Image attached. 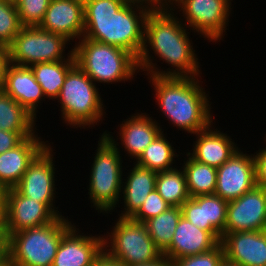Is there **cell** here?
Masks as SVG:
<instances>
[{"instance_id":"1","label":"cell","mask_w":266,"mask_h":266,"mask_svg":"<svg viewBox=\"0 0 266 266\" xmlns=\"http://www.w3.org/2000/svg\"><path fill=\"white\" fill-rule=\"evenodd\" d=\"M176 15L168 9H152L148 14L143 47L137 58L139 71H144L145 76L201 77L198 53L189 37L191 30ZM157 58L171 67H159Z\"/></svg>"},{"instance_id":"2","label":"cell","mask_w":266,"mask_h":266,"mask_svg":"<svg viewBox=\"0 0 266 266\" xmlns=\"http://www.w3.org/2000/svg\"><path fill=\"white\" fill-rule=\"evenodd\" d=\"M152 9L128 0H84L83 37L130 52L138 58L145 21Z\"/></svg>"},{"instance_id":"3","label":"cell","mask_w":266,"mask_h":266,"mask_svg":"<svg viewBox=\"0 0 266 266\" xmlns=\"http://www.w3.org/2000/svg\"><path fill=\"white\" fill-rule=\"evenodd\" d=\"M147 78L151 87L154 86L155 94L152 95H155L159 111L178 131L194 136L214 123L211 98L205 88H202L203 81L199 77Z\"/></svg>"},{"instance_id":"4","label":"cell","mask_w":266,"mask_h":266,"mask_svg":"<svg viewBox=\"0 0 266 266\" xmlns=\"http://www.w3.org/2000/svg\"><path fill=\"white\" fill-rule=\"evenodd\" d=\"M99 91L96 84L75 64L68 71L56 98L63 123L81 130L90 127L93 129L99 123L101 125L106 117V105Z\"/></svg>"},{"instance_id":"5","label":"cell","mask_w":266,"mask_h":266,"mask_svg":"<svg viewBox=\"0 0 266 266\" xmlns=\"http://www.w3.org/2000/svg\"><path fill=\"white\" fill-rule=\"evenodd\" d=\"M73 45L76 64L95 84L131 82L139 72L137 59L122 48L84 37Z\"/></svg>"},{"instance_id":"6","label":"cell","mask_w":266,"mask_h":266,"mask_svg":"<svg viewBox=\"0 0 266 266\" xmlns=\"http://www.w3.org/2000/svg\"><path fill=\"white\" fill-rule=\"evenodd\" d=\"M99 136L101 137L93 154L95 156L91 164L87 195L91 206L98 213L109 215L115 209L118 211L115 207L120 208L124 175L123 154L104 134Z\"/></svg>"},{"instance_id":"7","label":"cell","mask_w":266,"mask_h":266,"mask_svg":"<svg viewBox=\"0 0 266 266\" xmlns=\"http://www.w3.org/2000/svg\"><path fill=\"white\" fill-rule=\"evenodd\" d=\"M8 236L10 266H52L62 236L74 225L68 216ZM73 223V224H72Z\"/></svg>"},{"instance_id":"8","label":"cell","mask_w":266,"mask_h":266,"mask_svg":"<svg viewBox=\"0 0 266 266\" xmlns=\"http://www.w3.org/2000/svg\"><path fill=\"white\" fill-rule=\"evenodd\" d=\"M114 223L103 236V250L108 257L131 266L151 263L162 256L145 223L122 217Z\"/></svg>"},{"instance_id":"9","label":"cell","mask_w":266,"mask_h":266,"mask_svg":"<svg viewBox=\"0 0 266 266\" xmlns=\"http://www.w3.org/2000/svg\"><path fill=\"white\" fill-rule=\"evenodd\" d=\"M70 44L71 41L60 34L38 26H23L7 48L11 64L30 67L35 63L66 60L73 53L70 47L66 55Z\"/></svg>"},{"instance_id":"10","label":"cell","mask_w":266,"mask_h":266,"mask_svg":"<svg viewBox=\"0 0 266 266\" xmlns=\"http://www.w3.org/2000/svg\"><path fill=\"white\" fill-rule=\"evenodd\" d=\"M231 2V0H180L172 10L176 14L179 12L183 17L180 21L184 22L183 24L192 30L194 35L200 34L199 37L202 36L204 40L216 44L223 40L226 34L229 16L233 9Z\"/></svg>"},{"instance_id":"11","label":"cell","mask_w":266,"mask_h":266,"mask_svg":"<svg viewBox=\"0 0 266 266\" xmlns=\"http://www.w3.org/2000/svg\"><path fill=\"white\" fill-rule=\"evenodd\" d=\"M50 142L30 163L19 184L15 187L22 195L45 203L58 217L64 216L56 208L55 152Z\"/></svg>"},{"instance_id":"12","label":"cell","mask_w":266,"mask_h":266,"mask_svg":"<svg viewBox=\"0 0 266 266\" xmlns=\"http://www.w3.org/2000/svg\"><path fill=\"white\" fill-rule=\"evenodd\" d=\"M160 124L161 123H158L152 116L150 117L149 114L136 112L130 115V117L128 116L126 120H123L122 124L120 123L118 125L117 130H119V132H117L118 134L116 135H118L117 137L119 138L116 137L115 139L114 136L110 134L112 132L107 130L103 131L102 134L117 147L120 153L124 150V152L128 154L124 156L130 157L128 158L129 161L132 159L134 160L133 162H135L144 152L145 148L151 144L162 131L164 132ZM118 139L121 143L116 142ZM119 144L123 147H121V145L119 146Z\"/></svg>"},{"instance_id":"13","label":"cell","mask_w":266,"mask_h":266,"mask_svg":"<svg viewBox=\"0 0 266 266\" xmlns=\"http://www.w3.org/2000/svg\"><path fill=\"white\" fill-rule=\"evenodd\" d=\"M237 150L217 168L214 194L229 202L241 197L256 186L255 164L252 154Z\"/></svg>"},{"instance_id":"14","label":"cell","mask_w":266,"mask_h":266,"mask_svg":"<svg viewBox=\"0 0 266 266\" xmlns=\"http://www.w3.org/2000/svg\"><path fill=\"white\" fill-rule=\"evenodd\" d=\"M266 230V188L255 186L228 202L226 233Z\"/></svg>"},{"instance_id":"15","label":"cell","mask_w":266,"mask_h":266,"mask_svg":"<svg viewBox=\"0 0 266 266\" xmlns=\"http://www.w3.org/2000/svg\"><path fill=\"white\" fill-rule=\"evenodd\" d=\"M58 216L45 204L22 195L16 188L6 190L5 232L7 236L55 221Z\"/></svg>"},{"instance_id":"16","label":"cell","mask_w":266,"mask_h":266,"mask_svg":"<svg viewBox=\"0 0 266 266\" xmlns=\"http://www.w3.org/2000/svg\"><path fill=\"white\" fill-rule=\"evenodd\" d=\"M78 226L74 224L62 236L52 266H93L104 252L103 235H86Z\"/></svg>"},{"instance_id":"17","label":"cell","mask_w":266,"mask_h":266,"mask_svg":"<svg viewBox=\"0 0 266 266\" xmlns=\"http://www.w3.org/2000/svg\"><path fill=\"white\" fill-rule=\"evenodd\" d=\"M228 202L216 194L190 197L182 206V216L199 229L208 231L218 242L224 236Z\"/></svg>"},{"instance_id":"18","label":"cell","mask_w":266,"mask_h":266,"mask_svg":"<svg viewBox=\"0 0 266 266\" xmlns=\"http://www.w3.org/2000/svg\"><path fill=\"white\" fill-rule=\"evenodd\" d=\"M38 27L76 43L84 34V0H51Z\"/></svg>"},{"instance_id":"19","label":"cell","mask_w":266,"mask_h":266,"mask_svg":"<svg viewBox=\"0 0 266 266\" xmlns=\"http://www.w3.org/2000/svg\"><path fill=\"white\" fill-rule=\"evenodd\" d=\"M35 133L17 146L0 153V188H15L35 157L49 144ZM48 142V143H47Z\"/></svg>"},{"instance_id":"20","label":"cell","mask_w":266,"mask_h":266,"mask_svg":"<svg viewBox=\"0 0 266 266\" xmlns=\"http://www.w3.org/2000/svg\"><path fill=\"white\" fill-rule=\"evenodd\" d=\"M225 259L239 266H266V230L226 233Z\"/></svg>"},{"instance_id":"21","label":"cell","mask_w":266,"mask_h":266,"mask_svg":"<svg viewBox=\"0 0 266 266\" xmlns=\"http://www.w3.org/2000/svg\"><path fill=\"white\" fill-rule=\"evenodd\" d=\"M213 124L194 134L196 140L193 141L192 150L186 153L197 162L218 168L240 148L229 134L221 132L220 128L215 129Z\"/></svg>"},{"instance_id":"22","label":"cell","mask_w":266,"mask_h":266,"mask_svg":"<svg viewBox=\"0 0 266 266\" xmlns=\"http://www.w3.org/2000/svg\"><path fill=\"white\" fill-rule=\"evenodd\" d=\"M2 90L37 118L41 103L46 101L42 87L29 66L9 64ZM42 101V102H41ZM39 104V105H38Z\"/></svg>"},{"instance_id":"23","label":"cell","mask_w":266,"mask_h":266,"mask_svg":"<svg viewBox=\"0 0 266 266\" xmlns=\"http://www.w3.org/2000/svg\"><path fill=\"white\" fill-rule=\"evenodd\" d=\"M218 243L208 231L199 229L181 216L172 241L162 255L171 261L209 251Z\"/></svg>"},{"instance_id":"24","label":"cell","mask_w":266,"mask_h":266,"mask_svg":"<svg viewBox=\"0 0 266 266\" xmlns=\"http://www.w3.org/2000/svg\"><path fill=\"white\" fill-rule=\"evenodd\" d=\"M134 167H131L126 178L123 177L122 192L120 202L123 206L121 214L118 213L117 217L131 218L144 203L145 199L156 186L157 172L141 167L135 162Z\"/></svg>"},{"instance_id":"25","label":"cell","mask_w":266,"mask_h":266,"mask_svg":"<svg viewBox=\"0 0 266 266\" xmlns=\"http://www.w3.org/2000/svg\"><path fill=\"white\" fill-rule=\"evenodd\" d=\"M37 119L11 96L0 89V129L17 132L23 138L37 133ZM36 129V130H35Z\"/></svg>"},{"instance_id":"26","label":"cell","mask_w":266,"mask_h":266,"mask_svg":"<svg viewBox=\"0 0 266 266\" xmlns=\"http://www.w3.org/2000/svg\"><path fill=\"white\" fill-rule=\"evenodd\" d=\"M75 64L72 53L66 60L35 63L30 66L46 99L56 101L68 71Z\"/></svg>"},{"instance_id":"27","label":"cell","mask_w":266,"mask_h":266,"mask_svg":"<svg viewBox=\"0 0 266 266\" xmlns=\"http://www.w3.org/2000/svg\"><path fill=\"white\" fill-rule=\"evenodd\" d=\"M167 133L163 131L149 144L135 163L141 167L162 172L177 167L175 158L179 154L176 153L173 143L168 141ZM171 142V143H170ZM175 164V165H173Z\"/></svg>"},{"instance_id":"28","label":"cell","mask_w":266,"mask_h":266,"mask_svg":"<svg viewBox=\"0 0 266 266\" xmlns=\"http://www.w3.org/2000/svg\"><path fill=\"white\" fill-rule=\"evenodd\" d=\"M182 168L186 175L187 190L190 197L214 194L216 189L217 168L202 164L187 153Z\"/></svg>"},{"instance_id":"29","label":"cell","mask_w":266,"mask_h":266,"mask_svg":"<svg viewBox=\"0 0 266 266\" xmlns=\"http://www.w3.org/2000/svg\"><path fill=\"white\" fill-rule=\"evenodd\" d=\"M155 189L171 207H181L190 198L182 166L158 172Z\"/></svg>"},{"instance_id":"30","label":"cell","mask_w":266,"mask_h":266,"mask_svg":"<svg viewBox=\"0 0 266 266\" xmlns=\"http://www.w3.org/2000/svg\"><path fill=\"white\" fill-rule=\"evenodd\" d=\"M181 216V207H170L163 213L145 222L149 236L161 252L170 245Z\"/></svg>"},{"instance_id":"31","label":"cell","mask_w":266,"mask_h":266,"mask_svg":"<svg viewBox=\"0 0 266 266\" xmlns=\"http://www.w3.org/2000/svg\"><path fill=\"white\" fill-rule=\"evenodd\" d=\"M23 26L13 0H0V46L8 47Z\"/></svg>"},{"instance_id":"32","label":"cell","mask_w":266,"mask_h":266,"mask_svg":"<svg viewBox=\"0 0 266 266\" xmlns=\"http://www.w3.org/2000/svg\"><path fill=\"white\" fill-rule=\"evenodd\" d=\"M22 26H39L51 0H14Z\"/></svg>"},{"instance_id":"33","label":"cell","mask_w":266,"mask_h":266,"mask_svg":"<svg viewBox=\"0 0 266 266\" xmlns=\"http://www.w3.org/2000/svg\"><path fill=\"white\" fill-rule=\"evenodd\" d=\"M225 259L223 245L219 242L209 251L171 260L172 266H220Z\"/></svg>"},{"instance_id":"34","label":"cell","mask_w":266,"mask_h":266,"mask_svg":"<svg viewBox=\"0 0 266 266\" xmlns=\"http://www.w3.org/2000/svg\"><path fill=\"white\" fill-rule=\"evenodd\" d=\"M171 206L161 197V195L154 189L139 210L131 217L132 220L145 223L150 218L156 217L166 211Z\"/></svg>"},{"instance_id":"35","label":"cell","mask_w":266,"mask_h":266,"mask_svg":"<svg viewBox=\"0 0 266 266\" xmlns=\"http://www.w3.org/2000/svg\"><path fill=\"white\" fill-rule=\"evenodd\" d=\"M266 137V135H265ZM264 141L266 142V138ZM266 144V143H265ZM253 159L255 164L256 185L266 188V147L254 152Z\"/></svg>"},{"instance_id":"36","label":"cell","mask_w":266,"mask_h":266,"mask_svg":"<svg viewBox=\"0 0 266 266\" xmlns=\"http://www.w3.org/2000/svg\"><path fill=\"white\" fill-rule=\"evenodd\" d=\"M24 138L17 132H9L0 129V153L17 146Z\"/></svg>"},{"instance_id":"37","label":"cell","mask_w":266,"mask_h":266,"mask_svg":"<svg viewBox=\"0 0 266 266\" xmlns=\"http://www.w3.org/2000/svg\"><path fill=\"white\" fill-rule=\"evenodd\" d=\"M9 64L10 58L8 48L0 46V89L3 88L6 70Z\"/></svg>"},{"instance_id":"38","label":"cell","mask_w":266,"mask_h":266,"mask_svg":"<svg viewBox=\"0 0 266 266\" xmlns=\"http://www.w3.org/2000/svg\"><path fill=\"white\" fill-rule=\"evenodd\" d=\"M8 262V236L5 229H0V266Z\"/></svg>"},{"instance_id":"39","label":"cell","mask_w":266,"mask_h":266,"mask_svg":"<svg viewBox=\"0 0 266 266\" xmlns=\"http://www.w3.org/2000/svg\"><path fill=\"white\" fill-rule=\"evenodd\" d=\"M179 1L180 0H147V5L151 9H168V10H172V8Z\"/></svg>"},{"instance_id":"40","label":"cell","mask_w":266,"mask_h":266,"mask_svg":"<svg viewBox=\"0 0 266 266\" xmlns=\"http://www.w3.org/2000/svg\"><path fill=\"white\" fill-rule=\"evenodd\" d=\"M93 266H126L119 261L113 260L108 257L104 252L101 256L94 262Z\"/></svg>"},{"instance_id":"41","label":"cell","mask_w":266,"mask_h":266,"mask_svg":"<svg viewBox=\"0 0 266 266\" xmlns=\"http://www.w3.org/2000/svg\"><path fill=\"white\" fill-rule=\"evenodd\" d=\"M6 190L0 188V229H5Z\"/></svg>"},{"instance_id":"42","label":"cell","mask_w":266,"mask_h":266,"mask_svg":"<svg viewBox=\"0 0 266 266\" xmlns=\"http://www.w3.org/2000/svg\"><path fill=\"white\" fill-rule=\"evenodd\" d=\"M131 266H172V263L168 258L162 255L158 260L154 262L147 264L131 265Z\"/></svg>"},{"instance_id":"43","label":"cell","mask_w":266,"mask_h":266,"mask_svg":"<svg viewBox=\"0 0 266 266\" xmlns=\"http://www.w3.org/2000/svg\"><path fill=\"white\" fill-rule=\"evenodd\" d=\"M220 266H239V265L224 259L223 262L220 264Z\"/></svg>"},{"instance_id":"44","label":"cell","mask_w":266,"mask_h":266,"mask_svg":"<svg viewBox=\"0 0 266 266\" xmlns=\"http://www.w3.org/2000/svg\"><path fill=\"white\" fill-rule=\"evenodd\" d=\"M128 1H135V2L147 4V0H128Z\"/></svg>"},{"instance_id":"45","label":"cell","mask_w":266,"mask_h":266,"mask_svg":"<svg viewBox=\"0 0 266 266\" xmlns=\"http://www.w3.org/2000/svg\"><path fill=\"white\" fill-rule=\"evenodd\" d=\"M3 266H10V264H9V262H7L5 265H3Z\"/></svg>"}]
</instances>
